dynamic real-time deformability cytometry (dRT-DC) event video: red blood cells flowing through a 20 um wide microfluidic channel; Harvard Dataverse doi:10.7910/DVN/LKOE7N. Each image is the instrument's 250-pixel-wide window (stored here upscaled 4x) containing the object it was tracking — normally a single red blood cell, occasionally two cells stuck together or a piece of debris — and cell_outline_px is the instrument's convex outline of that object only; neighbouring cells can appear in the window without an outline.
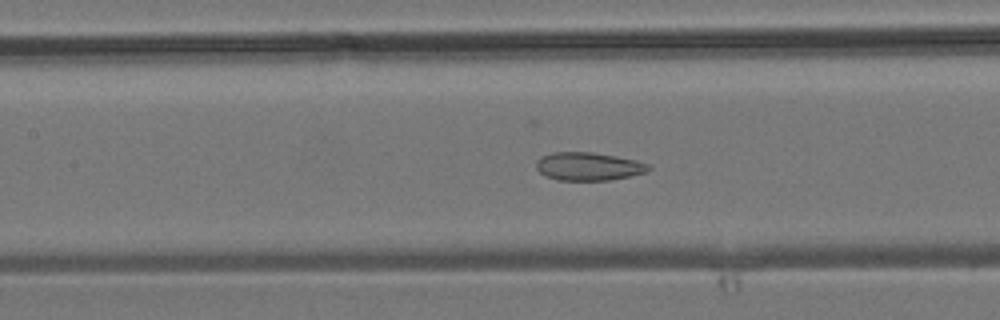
{"species": "common noctule bat (a hibernating species)", "species_latin": "Nyctalus noctula", "temperature_condition": "room temperature", "stored_images_in_passage": 34, "camera_frame_rate_fps": 3000, "um_per_image_px": 0.085, "animal": {"sex": "male", "body_mass_g": 19.2, "forearm_length_mm": 51.8}, "frame": {"image": 1, "passage_image": 11, "time_ms": 3.333, "image_size_px": [1000, 320], "cell_outline_px": [[652, 168], [644, 172], [628, 176], [608, 180], [556, 180], [540, 172], [536, 168], [536, 160], [540, 156], [552, 152], [592, 152], [616, 156], [636, 160], [648, 164]], "centroid_in_image_um": [49.98, 14.13], "position_along_channel_um": 157.4, "area_um2": 18.32}}
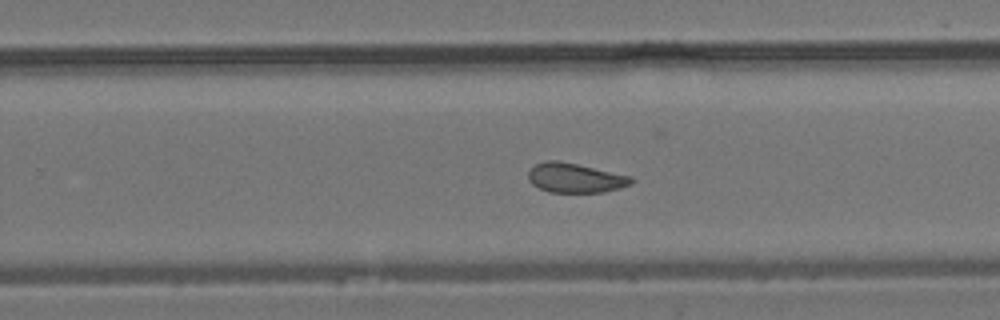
{"frame": {"image": 2, "passage_image": 19, "time_ms": 6.0, "image_size_px": [1000, 320], "cell_outline_px": [[636, 180], [632, 184], [620, 188], [604, 192], [548, 192], [532, 184], [528, 180], [528, 172], [536, 164], [544, 160], [556, 160], [576, 164], [632, 176]], "centroid_in_image_um": [48.91, 15.13], "position_along_channel_um": 280.9, "area_um2": 17.74}}
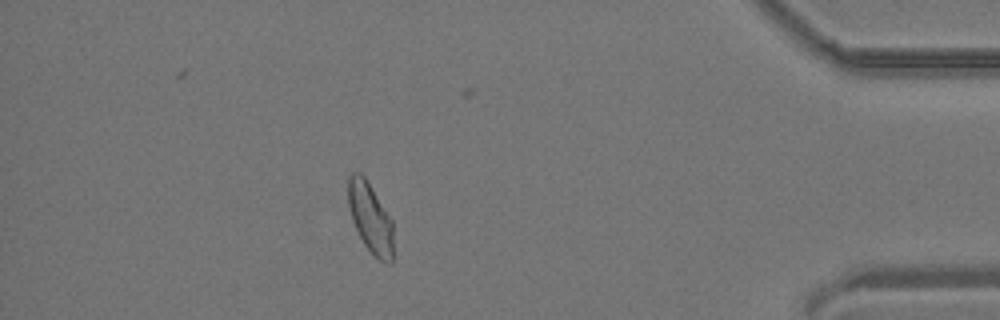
{"frame": {"image": 3, "passage_image": 30, "time_ms": 9.667, "image_size_px": [1000, 320], "cell_outline_px": [[392, 264], [388, 264], [380, 260], [364, 244], [352, 220], [348, 204], [348, 176], [352, 172], [360, 172], [364, 176], [392, 220]], "centroid_in_image_um": [31.46, 18.49], "position_along_channel_um": 403.7, "area_um2": 18.09}}